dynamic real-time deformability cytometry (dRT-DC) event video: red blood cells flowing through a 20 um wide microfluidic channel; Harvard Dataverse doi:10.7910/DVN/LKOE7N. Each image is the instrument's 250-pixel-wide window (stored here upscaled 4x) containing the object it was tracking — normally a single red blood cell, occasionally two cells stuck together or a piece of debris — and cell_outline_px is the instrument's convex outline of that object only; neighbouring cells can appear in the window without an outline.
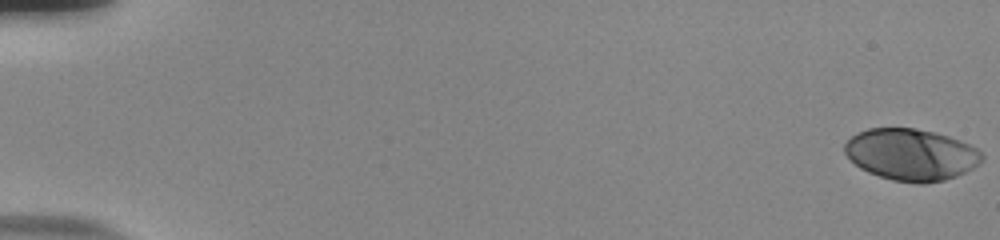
{"species": "human", "species_latin": "Homo sapiens", "temperature_condition": "room temperature", "stored_images_in_passage": 55, "camera_frame_rate_fps": 3000, "um_per_image_px": 0.085, "donor": {"sex": "male"}, "frame": {"image": 1, "passage_image": 1, "time_ms": 0.0, "image_size_px": [1000, 240], "cell_outline_px": [[984, 160], [972, 168], [956, 176], [944, 180], [924, 184], [916, 184], [892, 180], [868, 172], [860, 168], [844, 152], [844, 144], [856, 132], [868, 128], [916, 128], [936, 132], [960, 140], [976, 148], [984, 156]], "centroid_in_image_um": [77.44, 13.14], "position_along_channel_um": 7.6, "area_um2": 41.44}}
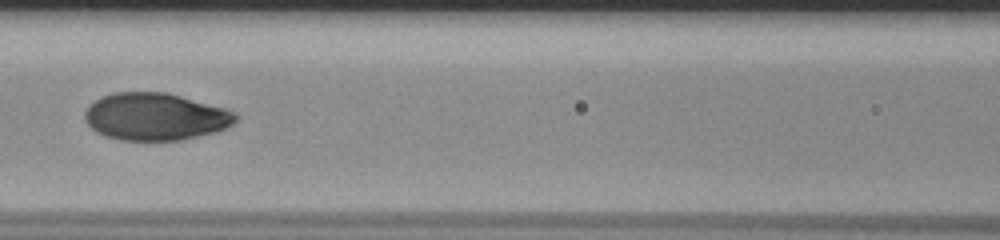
{"frame": {"image": 2, "passage_image": 27, "time_ms": 8.667, "image_size_px": [1000, 240], "cell_outline_px": [[240, 116], [232, 124], [224, 128], [212, 132], [184, 140], [120, 140], [104, 136], [96, 132], [84, 120], [84, 112], [88, 104], [112, 92], [168, 92], [224, 108], [236, 112]], "centroid_in_image_um": [13.18, 9.91], "position_along_channel_um": 153.4, "area_um2": 41.73}}
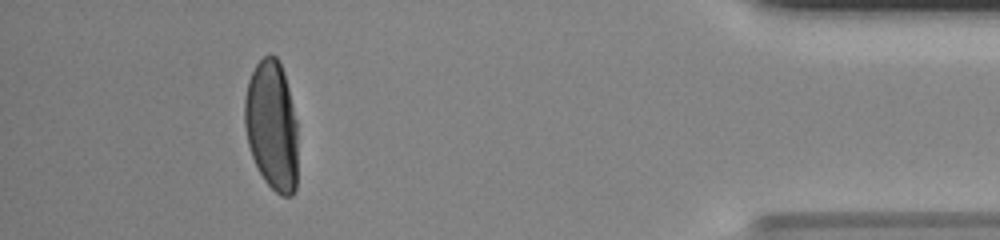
{"frame": {"image": 3, "passage_image": 51, "time_ms": 16.667, "image_size_px": [1000, 240], "cell_outline_px": [[296, 188], [292, 196], [280, 196], [264, 180], [252, 156], [248, 144], [244, 124], [244, 100], [248, 80], [256, 64], [264, 56], [276, 56], [280, 60], [284, 72], [296, 120]], "centroid_in_image_um": [23.09, 10.66], "position_along_channel_um": 412.1, "area_um2": 40.06}, "authors_computed_cell_mechanics": {"area_um2": 41.6738, "velocity_mm_per_s": 3.836, "shape_relaxation_time_tau1_ms": 3.5153, "shape_relaxation_time_tau2_ms": null, "deformation_change_tau1": 0.1838, "deformation_change_tau2": null}}